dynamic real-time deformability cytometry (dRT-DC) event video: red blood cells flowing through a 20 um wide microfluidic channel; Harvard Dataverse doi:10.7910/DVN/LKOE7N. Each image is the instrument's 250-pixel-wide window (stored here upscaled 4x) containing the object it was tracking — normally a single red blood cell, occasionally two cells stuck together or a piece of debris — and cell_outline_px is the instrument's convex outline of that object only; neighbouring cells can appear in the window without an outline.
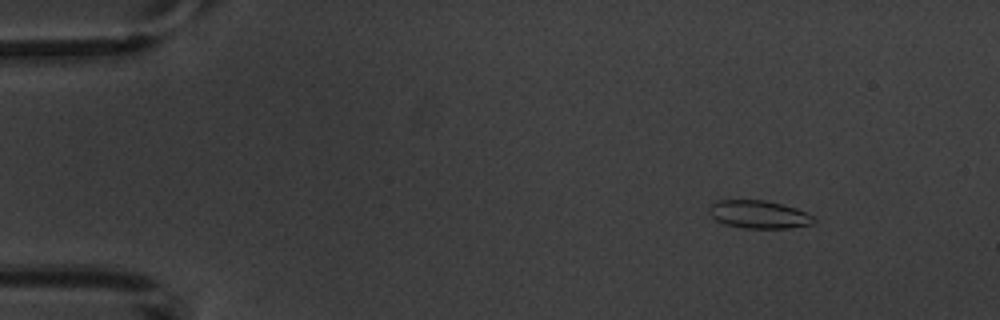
{"species": "common noctule bat (a hibernating species)", "species_latin": "Nyctalus noctula", "temperature_condition": "warm", "stored_images_in_passage": 4, "camera_frame_rate_fps": 3000, "um_per_image_px": 0.085, "animal": {"sex": "male", "body_mass_g": 20.1, "forearm_length_mm": 53.5}, "frame": {"image": 1, "passage_image": 1, "time_ms": 0.0, "image_size_px": [1000, 320], "cell_outline_px": [[816, 220], [812, 224], [788, 228], [744, 228], [724, 224], [716, 220], [708, 212], [708, 208], [716, 200], [764, 200], [796, 208], [808, 212]], "centroid_in_image_um": [64.49, 18.23], "position_along_channel_um": 20.5, "area_um2": 17.05}}
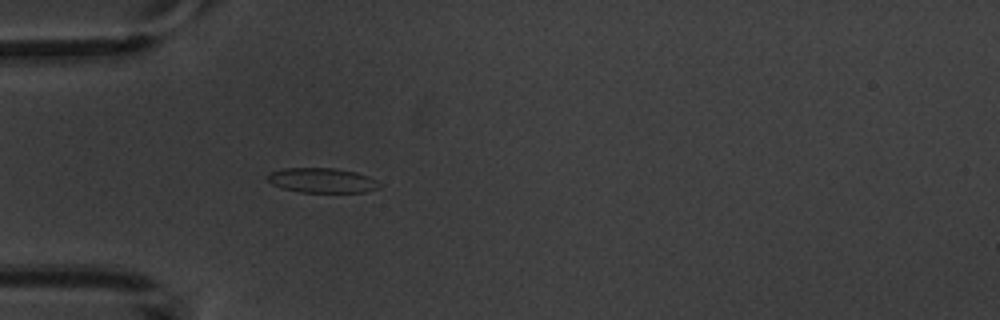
{"frame": {"image": 2, "passage_image": 4, "time_ms": 3.333, "image_size_px": [1000, 320], "cell_outline_px": [[380, 188], [364, 192], [300, 192], [280, 188], [272, 184], [268, 180], [268, 172], [284, 168], [332, 168], [356, 172], [368, 176], [376, 180], [380, 184]], "centroid_in_image_um": [27.36, 15.33], "position_along_channel_um": 57.6, "area_um2": 16.18}}